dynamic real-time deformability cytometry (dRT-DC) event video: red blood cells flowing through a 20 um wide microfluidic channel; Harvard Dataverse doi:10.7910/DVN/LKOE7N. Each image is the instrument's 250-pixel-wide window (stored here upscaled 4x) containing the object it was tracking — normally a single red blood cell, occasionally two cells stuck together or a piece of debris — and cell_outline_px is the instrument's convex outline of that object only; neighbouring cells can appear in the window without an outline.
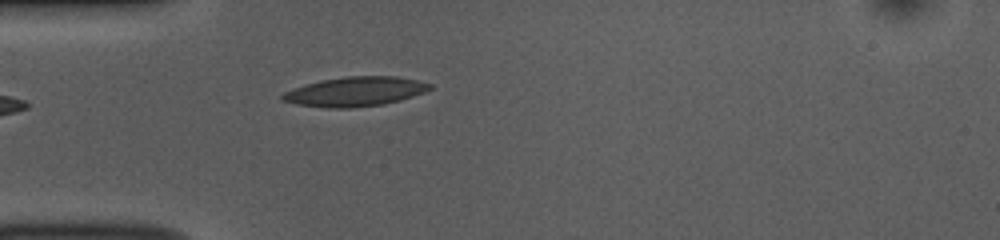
{"species": "common noctule bat (a hibernating species)", "species_latin": "Nyctalus noctula", "temperature_condition": "room temperature", "stored_images_in_passage": 6, "camera_frame_rate_fps": 3000, "um_per_image_px": 0.085, "animal": {"sex": "female", "body_mass_g": 10.0, "forearm_length_mm": 53.1}, "frame": {"image": 1, "passage_image": 1, "time_ms": 0.0, "image_size_px": [1000, 240], "cell_outline_px": [[432, 88], [424, 92], [400, 100], [384, 104], [352, 108], [328, 108], [296, 104], [280, 100], [280, 96], [284, 92], [304, 84], [344, 76], [396, 76], [416, 80], [432, 84]], "centroid_in_image_um": [30.17, 7.79], "position_along_channel_um": 54.8, "area_um2": 25.32}}